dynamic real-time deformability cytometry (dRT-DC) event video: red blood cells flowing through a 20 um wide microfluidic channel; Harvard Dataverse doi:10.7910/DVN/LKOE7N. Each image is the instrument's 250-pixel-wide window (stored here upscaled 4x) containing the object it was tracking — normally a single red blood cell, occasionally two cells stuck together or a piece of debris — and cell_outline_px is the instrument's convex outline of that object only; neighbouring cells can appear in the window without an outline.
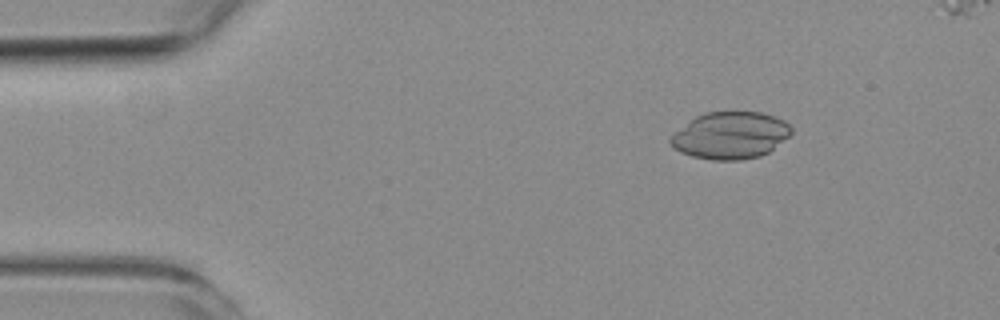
{"species": "common noctule bat (a hibernating species)", "species_latin": "Nyctalus noctula", "temperature_condition": "room temperature", "stored_images_in_passage": 4, "camera_frame_rate_fps": 3000, "um_per_image_px": 0.085, "animal": {"sex": "female", "body_mass_g": 19.3, "forearm_length_mm": 54.1}, "frame": {"image": 1, "passage_image": 1, "time_ms": 0.0, "image_size_px": [1000, 320], "cell_outline_px": [[792, 132], [788, 136], [768, 152], [760, 156], [740, 160], [712, 160], [692, 156], [680, 152], [672, 148], [668, 140], [676, 132], [696, 116], [704, 112], [760, 112], [784, 120], [792, 128]], "centroid_in_image_um": [62.06, 11.52], "position_along_channel_um": 22.9, "area_um2": 32.83}}